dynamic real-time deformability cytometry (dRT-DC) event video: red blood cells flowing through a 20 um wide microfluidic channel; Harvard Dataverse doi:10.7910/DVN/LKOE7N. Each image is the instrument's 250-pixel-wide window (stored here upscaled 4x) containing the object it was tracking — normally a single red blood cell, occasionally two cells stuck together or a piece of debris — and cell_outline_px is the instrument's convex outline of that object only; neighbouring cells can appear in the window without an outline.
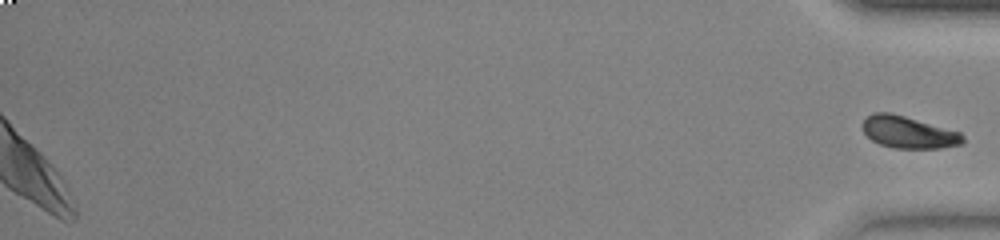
{"species": "common noctule bat (a hibernating species)", "species_latin": "Nyctalus noctula", "temperature_condition": "warm", "stored_images_in_passage": 47, "segment_of_instrument_passage": [2, 2], "camera_frame_rate_fps": 3000, "um_per_image_px": 0.085, "animal": {"sex": "female", "body_mass_g": 23.0, "forearm_length_mm": 53.4}, "frame": {"image": 1, "passage_image": 47, "time_ms": 15.333, "image_size_px": [1000, 240], "cell_outline_px": [[964, 144], [940, 148], [892, 148], [880, 144], [872, 140], [864, 132], [860, 124], [872, 112], [888, 112], [904, 116], [960, 132], [964, 136]], "centroid_in_image_um": [77.21, 11.25], "position_along_channel_um": 358.0, "area_um2": 18.67}}